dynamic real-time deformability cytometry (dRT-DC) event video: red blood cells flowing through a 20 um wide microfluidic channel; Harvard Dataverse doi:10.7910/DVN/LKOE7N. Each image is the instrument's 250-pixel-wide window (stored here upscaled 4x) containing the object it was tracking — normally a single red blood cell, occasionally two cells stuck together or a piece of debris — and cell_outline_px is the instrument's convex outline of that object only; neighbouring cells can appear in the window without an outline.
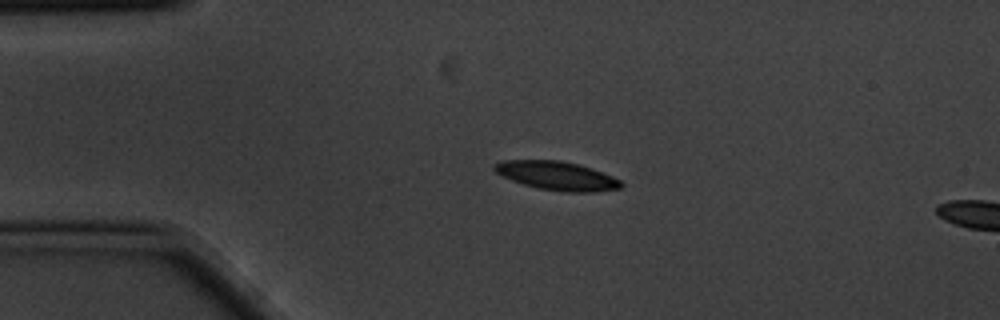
{"species": "common noctule bat (a hibernating species)", "species_latin": "Nyctalus noctula", "temperature_condition": "cold", "stored_images_in_passage": 5, "segment_of_instrument_passage": [1, 2], "camera_frame_rate_fps": 3000, "um_per_image_px": 0.085, "animal": {"sex": "male", "body_mass_g": 20.1, "forearm_length_mm": 53.5}, "frame": {"image": 1, "passage_image": 3, "time_ms": 0.667, "image_size_px": [1000, 320], "cell_outline_px": [[624, 184], [620, 188], [596, 192], [564, 192], [540, 188], [524, 184], [512, 180], [496, 172], [492, 168], [492, 164], [500, 160], [560, 160], [576, 164], [612, 176], [620, 180]], "centroid_in_image_um": [47.31, 14.94], "position_along_channel_um": 37.7, "area_um2": 20.98}}